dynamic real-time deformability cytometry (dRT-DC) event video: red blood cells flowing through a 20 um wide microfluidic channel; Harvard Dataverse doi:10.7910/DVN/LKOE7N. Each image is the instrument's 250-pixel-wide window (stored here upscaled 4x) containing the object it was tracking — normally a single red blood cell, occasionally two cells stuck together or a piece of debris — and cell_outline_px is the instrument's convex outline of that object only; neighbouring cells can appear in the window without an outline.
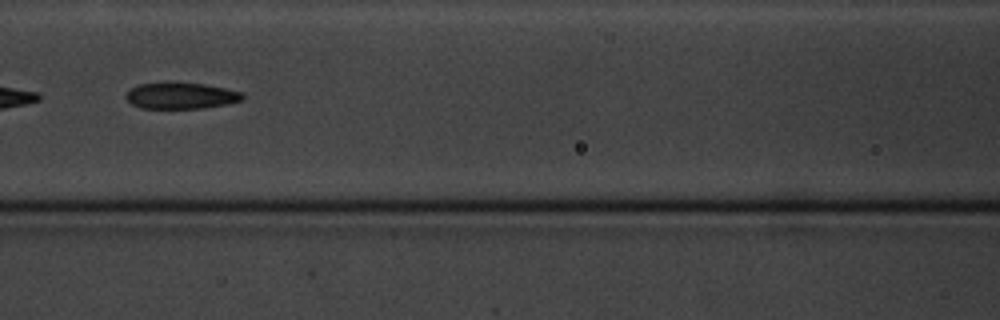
{"species": "common noctule bat (a hibernating species)", "species_latin": "Nyctalus noctula", "temperature_condition": "cold", "stored_images_in_passage": 11, "camera_frame_rate_fps": 3000, "um_per_image_px": 0.085, "animal": {"sex": "male", "body_mass_g": 20.1, "forearm_length_mm": 53.5}, "frame": {"image": 1, "passage_image": 7, "time_ms": 7.0, "image_size_px": [1000, 320], "cell_outline_px": [[244, 100], [228, 104], [200, 108], [140, 108], [132, 104], [124, 96], [132, 88], [140, 84], [164, 80], [168, 80], [204, 84], [244, 92]], "centroid_in_image_um": [15.39, 8.1], "position_along_channel_um": 151.2, "area_um2": 18.38}}
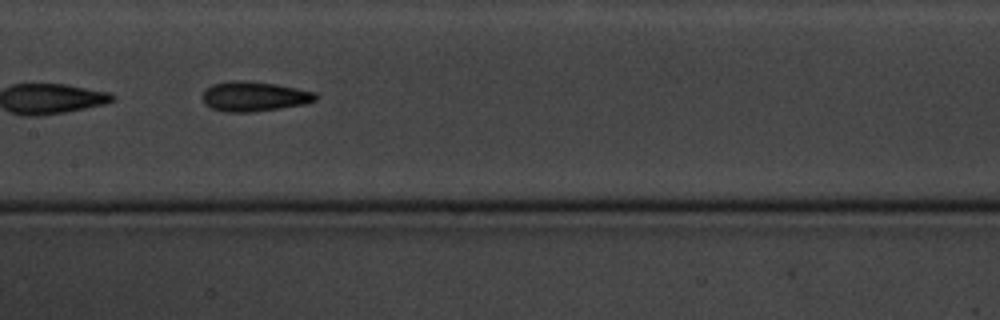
{"frame": {"image": 2, "passage_image": 8, "time_ms": 8.0, "image_size_px": [1000, 320], "cell_outline_px": [[316, 100], [304, 104], [252, 112], [228, 112], [212, 108], [204, 104], [204, 92], [212, 84], [232, 80], [244, 80], [276, 84], [316, 92]], "centroid_in_image_um": [21.61, 8.19], "position_along_channel_um": 185.8, "area_um2": 19.42}}